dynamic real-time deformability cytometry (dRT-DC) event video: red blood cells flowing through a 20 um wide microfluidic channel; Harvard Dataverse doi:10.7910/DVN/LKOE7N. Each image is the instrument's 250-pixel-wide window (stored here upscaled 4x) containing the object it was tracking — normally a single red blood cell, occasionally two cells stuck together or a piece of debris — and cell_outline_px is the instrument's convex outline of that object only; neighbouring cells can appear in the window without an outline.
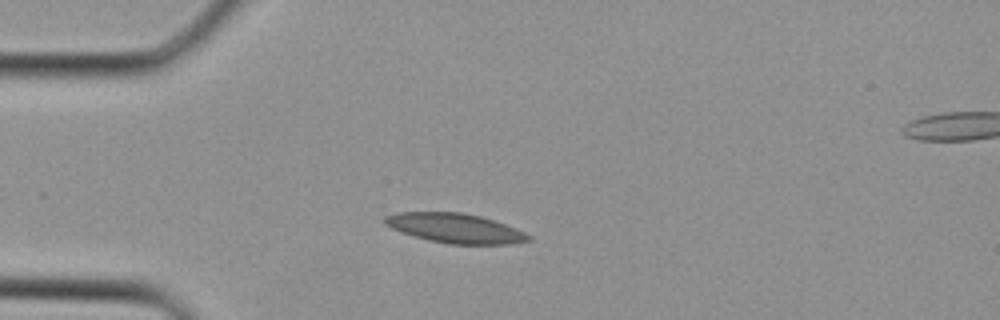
{"species": "Egyptian fruit bat (a non-hibernating species)", "species_latin": "Rousettus aegyptiacus", "temperature_condition": "cold", "stored_images_in_passage": 31, "camera_frame_rate_fps": 3000, "um_per_image_px": 0.085, "animal": {"sex": "female"}, "frame": {"image": 1, "passage_image": 5, "time_ms": 1.333, "image_size_px": [1000, 320], "cell_outline_px": [[532, 240], [512, 244], [448, 244], [428, 240], [392, 228], [384, 224], [380, 220], [384, 216], [400, 212], [460, 212], [480, 216], [516, 228], [532, 236]], "centroid_in_image_um": [38.69, 19.4], "position_along_channel_um": 46.3, "area_um2": 24.68}}
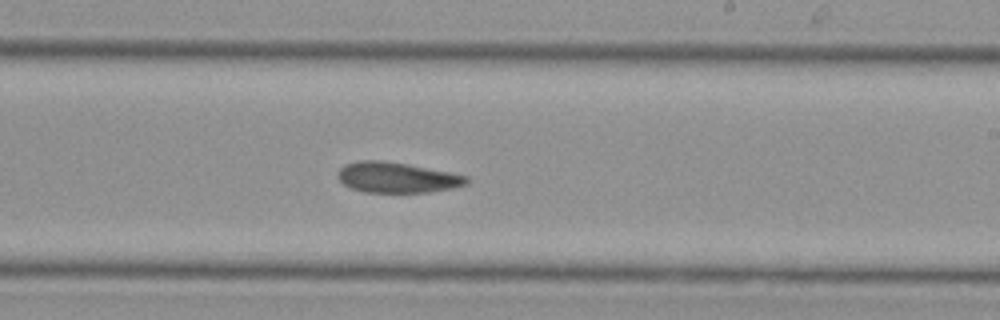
{"frame": {"image": 2, "passage_image": 17, "time_ms": 5.333, "image_size_px": [1000, 320], "cell_outline_px": [[472, 180], [468, 184], [452, 188], [428, 192], [364, 192], [352, 188], [344, 184], [340, 180], [340, 168], [344, 164], [360, 160], [384, 160], [408, 164], [468, 176]], "centroid_in_image_um": [33.79, 15.08], "position_along_channel_um": 255.2, "area_um2": 22.77}}
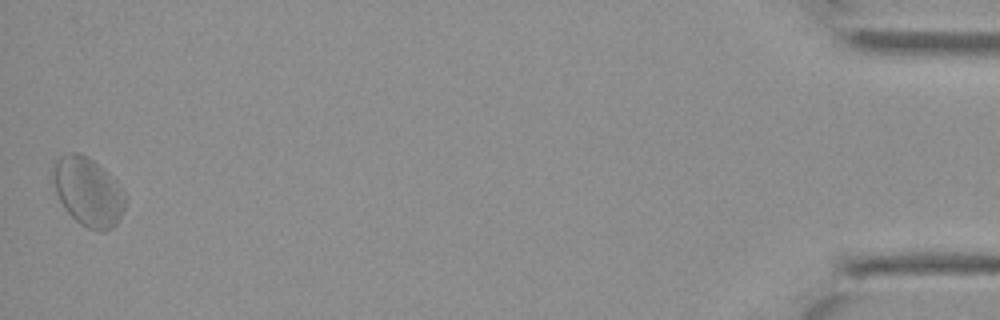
{"frame": {"image": 3, "passage_image": 31, "time_ms": 10.0, "image_size_px": [1000, 320], "cell_outline_px": [[124, 208], [116, 224], [112, 228], [104, 232], [100, 232], [88, 228], [80, 224], [64, 208], [56, 192], [52, 176], [52, 168], [56, 160], [60, 156], [68, 152], [76, 152], [92, 160], [116, 180], [124, 196]], "centroid_in_image_um": [7.46, 16.31], "position_along_channel_um": 427.7, "area_um2": 28.5}}